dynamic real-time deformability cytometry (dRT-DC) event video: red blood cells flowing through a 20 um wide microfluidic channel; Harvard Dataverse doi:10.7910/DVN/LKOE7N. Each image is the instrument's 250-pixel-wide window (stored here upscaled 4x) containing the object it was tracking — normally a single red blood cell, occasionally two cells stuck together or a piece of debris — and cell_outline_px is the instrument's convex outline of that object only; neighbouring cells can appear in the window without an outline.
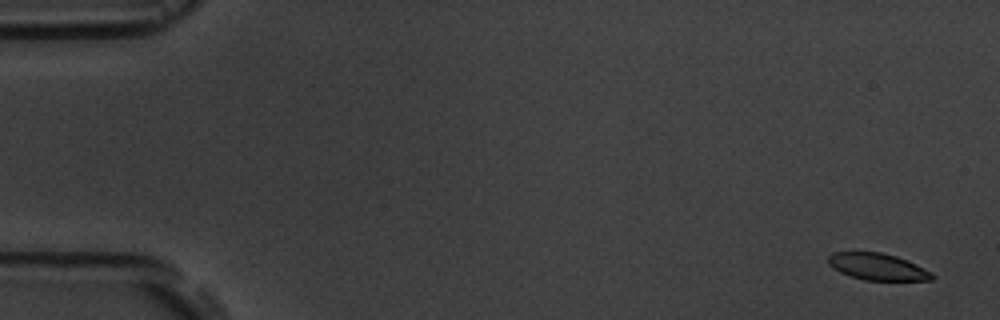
{"species": "common noctule bat (a hibernating species)", "species_latin": "Nyctalus noctula", "temperature_condition": "room temperature", "stored_images_in_passage": 6, "camera_frame_rate_fps": 3000, "um_per_image_px": 0.085, "animal": {"sex": "male", "body_mass_g": 19.5, "forearm_length_mm": 54.6}, "frame": {"image": 1, "passage_image": 1, "time_ms": 0.0, "image_size_px": [1000, 320], "cell_outline_px": [[936, 276], [932, 280], [864, 280], [840, 272], [832, 268], [828, 264], [828, 256], [832, 252], [880, 252], [896, 256], [916, 264], [932, 272]], "centroid_in_image_um": [74.59, 22.67], "position_along_channel_um": 10.4, "area_um2": 16.18}}
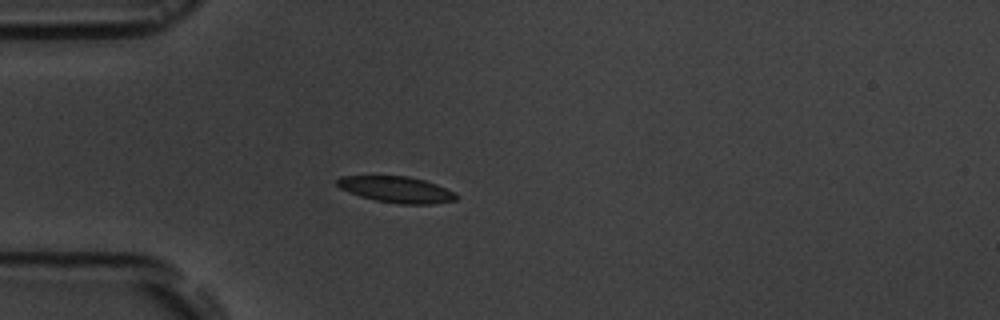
{"frame": {"image": 2, "passage_image": 5, "time_ms": 4.667, "image_size_px": [1000, 320], "cell_outline_px": [[460, 196], [456, 200], [432, 204], [400, 204], [376, 200], [360, 196], [348, 192], [340, 188], [336, 184], [336, 180], [340, 176], [408, 176], [424, 180], [436, 184]], "centroid_in_image_um": [33.68, 16.11], "position_along_channel_um": 51.3, "area_um2": 18.09}}